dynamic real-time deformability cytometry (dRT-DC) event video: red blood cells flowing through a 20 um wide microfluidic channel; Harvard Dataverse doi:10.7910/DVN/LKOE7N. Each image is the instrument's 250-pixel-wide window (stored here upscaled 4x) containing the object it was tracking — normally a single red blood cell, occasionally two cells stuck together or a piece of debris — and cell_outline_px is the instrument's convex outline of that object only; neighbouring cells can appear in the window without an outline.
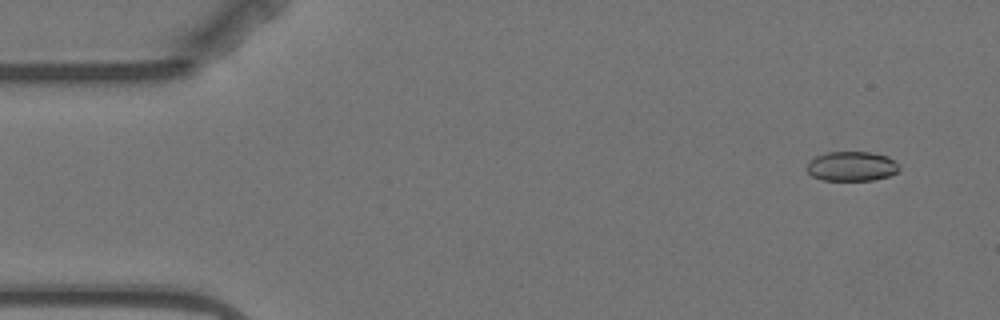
{"species": "Egyptian fruit bat (a non-hibernating species)", "species_latin": "Rousettus aegyptiacus", "temperature_condition": "warm", "stored_images_in_passage": 5, "camera_frame_rate_fps": 3000, "um_per_image_px": 0.085, "animal": {"sex": "female"}, "frame": {"image": 1, "passage_image": 2, "time_ms": 1.0, "image_size_px": [1000, 320], "cell_outline_px": [[900, 168], [896, 172], [888, 176], [872, 180], [824, 180], [812, 176], [804, 168], [808, 160], [816, 156], [828, 152], [872, 152], [888, 156]], "centroid_in_image_um": [72.33, 14.13], "position_along_channel_um": 12.7, "area_um2": 15.95}}
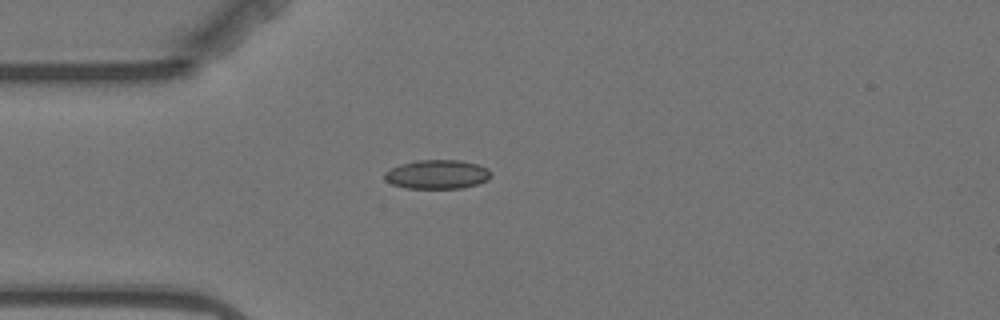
{"frame": {"image": 2, "passage_image": 5, "time_ms": 4.667, "image_size_px": [1000, 320], "cell_outline_px": [[492, 176], [488, 180], [476, 184], [460, 188], [404, 188], [392, 184], [384, 180], [384, 172], [400, 164], [416, 160], [460, 160], [480, 164], [488, 168], [492, 172]], "centroid_in_image_um": [37.18, 14.81], "position_along_channel_um": 47.8, "area_um2": 18.21}}